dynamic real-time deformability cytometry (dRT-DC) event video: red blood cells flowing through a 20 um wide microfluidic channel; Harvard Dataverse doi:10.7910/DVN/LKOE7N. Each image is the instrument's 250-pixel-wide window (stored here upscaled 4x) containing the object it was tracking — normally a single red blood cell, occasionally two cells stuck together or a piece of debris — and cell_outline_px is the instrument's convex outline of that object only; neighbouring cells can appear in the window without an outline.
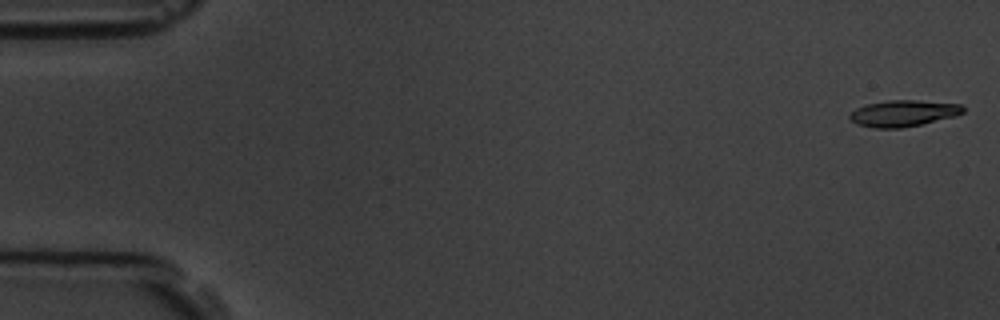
{"species": "common noctule bat (a hibernating species)", "species_latin": "Nyctalus noctula", "temperature_condition": "room temperature", "stored_images_in_passage": 6, "camera_frame_rate_fps": 3000, "um_per_image_px": 0.085, "animal": {"sex": "male", "body_mass_g": 19.5, "forearm_length_mm": 54.6}, "frame": {"image": 1, "passage_image": 1, "time_ms": 0.0, "image_size_px": [1000, 320], "cell_outline_px": [[964, 112], [956, 116], [920, 124], [900, 128], [872, 128], [856, 124], [848, 116], [856, 108], [864, 104], [888, 100], [916, 100], [960, 104], [964, 108]], "centroid_in_image_um": [76.75, 9.63], "position_along_channel_um": 8.2, "area_um2": 17.4}}